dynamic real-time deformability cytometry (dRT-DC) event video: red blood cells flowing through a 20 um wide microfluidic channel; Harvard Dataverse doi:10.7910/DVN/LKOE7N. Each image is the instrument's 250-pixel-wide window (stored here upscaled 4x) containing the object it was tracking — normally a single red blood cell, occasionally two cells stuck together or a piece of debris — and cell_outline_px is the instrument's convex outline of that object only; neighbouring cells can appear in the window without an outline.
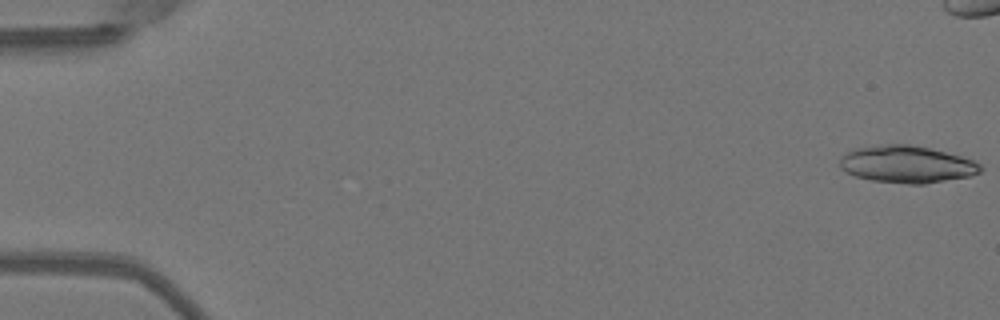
{"species": "Egyptian fruit bat (a non-hibernating species)", "species_latin": "Rousettus aegyptiacus", "temperature_condition": "warm", "stored_images_in_passage": 17, "camera_frame_rate_fps": 3000, "um_per_image_px": 0.085, "animal": {"sex": "female"}, "frame": {"image": 1, "passage_image": 1, "time_ms": 0.0, "image_size_px": [1000, 320], "cell_outline_px": [[984, 168], [980, 172], [972, 176], [924, 184], [908, 184], [872, 180], [856, 176], [840, 168], [840, 160], [848, 152], [856, 148], [880, 144], [908, 144], [928, 148], [976, 160]], "centroid_in_image_um": [77.13, 13.97], "position_along_channel_um": 7.9, "area_um2": 30.35}}